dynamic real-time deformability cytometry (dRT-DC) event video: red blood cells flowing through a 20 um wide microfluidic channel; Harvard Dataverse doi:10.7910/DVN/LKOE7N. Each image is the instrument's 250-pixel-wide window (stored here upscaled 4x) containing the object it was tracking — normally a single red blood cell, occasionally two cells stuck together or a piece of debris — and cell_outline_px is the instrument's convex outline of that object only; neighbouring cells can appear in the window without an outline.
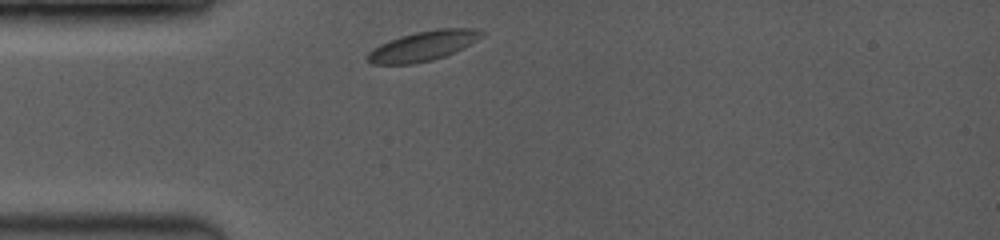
{"species": "common noctule bat (a hibernating species)", "species_latin": "Nyctalus noctula", "temperature_condition": "room temperature", "stored_images_in_passage": 7, "camera_frame_rate_fps": 3500, "um_per_image_px": 0.085, "animal": {"sex": "female", "body_mass_g": 19.0, "forearm_length_mm": 53.3}, "frame": {"image": 1, "passage_image": 1, "time_ms": 0.0, "image_size_px": [1000, 240], "cell_outline_px": [[488, 32], [484, 36], [444, 56], [432, 60], [412, 64], [372, 64], [368, 60], [368, 52], [372, 48], [380, 44], [400, 36], [416, 32], [436, 28], [476, 28]], "centroid_in_image_um": [35.98, 3.88], "position_along_channel_um": 49.0, "area_um2": 19.71}}
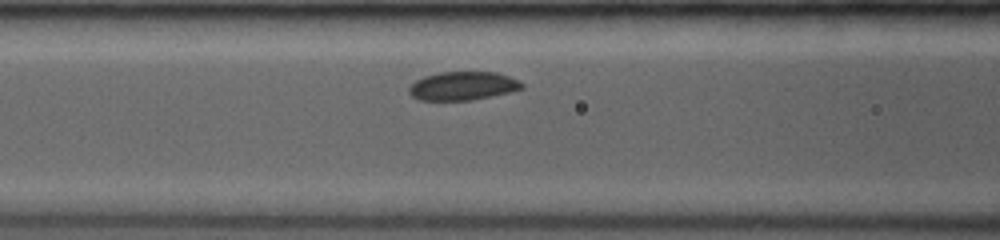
{"frame": {"image": 2, "passage_image": 5, "time_ms": 2.286, "image_size_px": [1000, 240], "cell_outline_px": [[524, 88], [512, 92], [472, 100], [420, 100], [412, 96], [408, 92], [408, 88], [416, 80], [424, 76], [440, 72], [496, 72], [508, 76], [524, 84]], "centroid_in_image_um": [39.34, 7.31], "position_along_channel_um": 127.3, "area_um2": 18.79}}
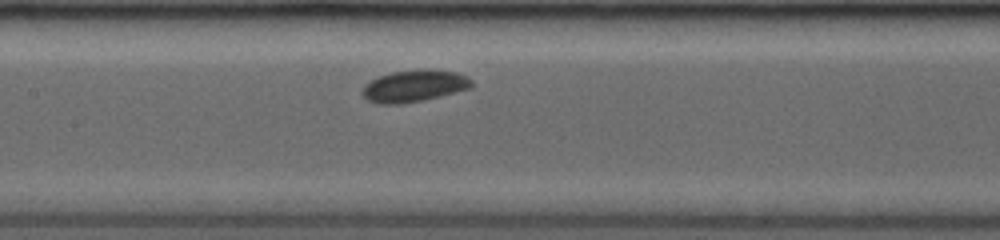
{"frame": {"image": 3, "passage_image": 7, "time_ms": 3.429, "image_size_px": [1000, 240], "cell_outline_px": [[472, 88], [424, 100], [400, 104], [380, 104], [368, 100], [360, 92], [364, 84], [380, 76], [392, 72], [428, 68], [456, 72], [472, 80]], "centroid_in_image_um": [35.2, 7.3], "position_along_channel_um": 172.2, "area_um2": 20.35}}